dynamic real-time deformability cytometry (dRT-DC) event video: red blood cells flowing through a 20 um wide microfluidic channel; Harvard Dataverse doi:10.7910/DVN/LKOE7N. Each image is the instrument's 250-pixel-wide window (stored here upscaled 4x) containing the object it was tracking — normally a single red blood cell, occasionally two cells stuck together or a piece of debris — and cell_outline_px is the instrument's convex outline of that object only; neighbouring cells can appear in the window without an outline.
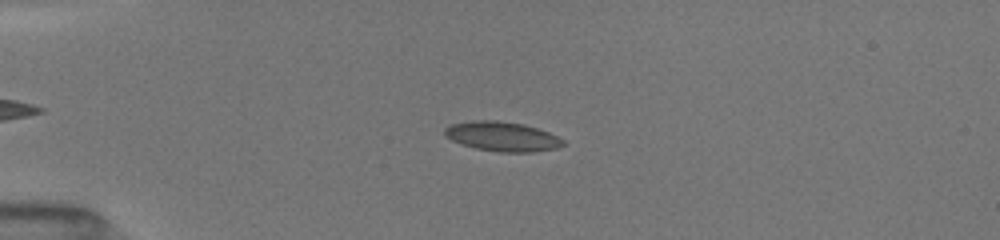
{"species": "common noctule bat (a hibernating species)", "species_latin": "Nyctalus noctula", "temperature_condition": "room temperature", "stored_images_in_passage": 56, "camera_frame_rate_fps": 3000, "um_per_image_px": 0.085, "animal": {"sex": "female", "body_mass_g": 19.5, "forearm_length_mm": 54.1}, "frame": {"image": 1, "passage_image": 35, "time_ms": 4.333, "image_size_px": [1000, 240], "cell_outline_px": [[564, 144], [556, 148], [536, 152], [496, 152], [476, 148], [460, 144], [452, 140], [444, 132], [444, 128], [452, 124], [480, 120], [492, 120], [520, 124], [536, 128], [548, 132], [564, 140]], "centroid_in_image_um": [42.69, 11.62], "position_along_channel_um": 42.3, "area_um2": 20.06}}
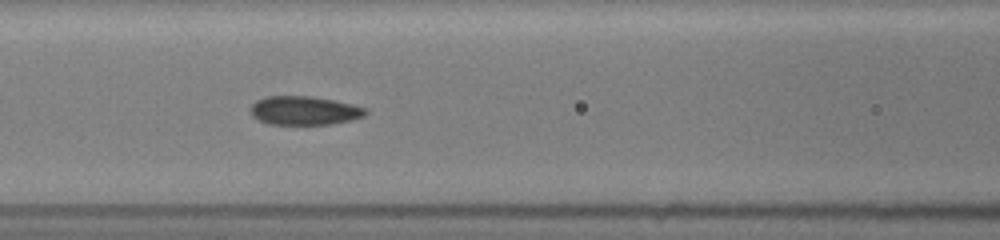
{"frame": {"image": 2, "passage_image": 50, "time_ms": 7.667, "image_size_px": [1000, 240], "cell_outline_px": [[368, 112], [364, 116], [332, 124], [268, 124], [260, 120], [252, 112], [252, 104], [256, 100], [268, 96], [308, 96], [332, 100], [364, 108]], "centroid_in_image_um": [25.85, 9.4], "position_along_channel_um": 140.7, "area_um2": 18.73}}
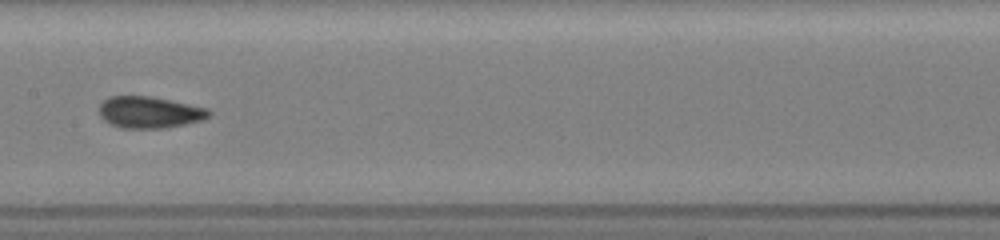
{"frame": {"image": 3, "passage_image": 55, "time_ms": 9.0, "image_size_px": [1000, 240], "cell_outline_px": [[212, 112], [204, 120], [168, 128], [120, 128], [104, 120], [100, 116], [100, 104], [104, 100], [112, 96], [152, 96], [208, 108]], "centroid_in_image_um": [12.74, 9.55], "position_along_channel_um": 194.7, "area_um2": 20.29}}